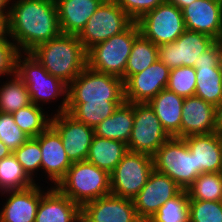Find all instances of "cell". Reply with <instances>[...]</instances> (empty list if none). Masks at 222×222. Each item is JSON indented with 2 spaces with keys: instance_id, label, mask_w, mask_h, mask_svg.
Returning a JSON list of instances; mask_svg holds the SVG:
<instances>
[{
  "instance_id": "cell-45",
  "label": "cell",
  "mask_w": 222,
  "mask_h": 222,
  "mask_svg": "<svg viewBox=\"0 0 222 222\" xmlns=\"http://www.w3.org/2000/svg\"><path fill=\"white\" fill-rule=\"evenodd\" d=\"M7 34V22L0 15V38L4 37Z\"/></svg>"
},
{
  "instance_id": "cell-19",
  "label": "cell",
  "mask_w": 222,
  "mask_h": 222,
  "mask_svg": "<svg viewBox=\"0 0 222 222\" xmlns=\"http://www.w3.org/2000/svg\"><path fill=\"white\" fill-rule=\"evenodd\" d=\"M44 189L35 183L26 189L0 193V196H6L1 204L0 222H35L40 199L47 191Z\"/></svg>"
},
{
  "instance_id": "cell-15",
  "label": "cell",
  "mask_w": 222,
  "mask_h": 222,
  "mask_svg": "<svg viewBox=\"0 0 222 222\" xmlns=\"http://www.w3.org/2000/svg\"><path fill=\"white\" fill-rule=\"evenodd\" d=\"M182 190L170 177L154 169L145 186L133 198L138 217L143 222H148L163 204Z\"/></svg>"
},
{
  "instance_id": "cell-46",
  "label": "cell",
  "mask_w": 222,
  "mask_h": 222,
  "mask_svg": "<svg viewBox=\"0 0 222 222\" xmlns=\"http://www.w3.org/2000/svg\"><path fill=\"white\" fill-rule=\"evenodd\" d=\"M74 222H89L82 214Z\"/></svg>"
},
{
  "instance_id": "cell-18",
  "label": "cell",
  "mask_w": 222,
  "mask_h": 222,
  "mask_svg": "<svg viewBox=\"0 0 222 222\" xmlns=\"http://www.w3.org/2000/svg\"><path fill=\"white\" fill-rule=\"evenodd\" d=\"M89 222H143L137 215L133 200L109 194L81 207Z\"/></svg>"
},
{
  "instance_id": "cell-31",
  "label": "cell",
  "mask_w": 222,
  "mask_h": 222,
  "mask_svg": "<svg viewBox=\"0 0 222 222\" xmlns=\"http://www.w3.org/2000/svg\"><path fill=\"white\" fill-rule=\"evenodd\" d=\"M43 108L31 103L12 113L15 123L30 138L37 137L51 125L52 114Z\"/></svg>"
},
{
  "instance_id": "cell-28",
  "label": "cell",
  "mask_w": 222,
  "mask_h": 222,
  "mask_svg": "<svg viewBox=\"0 0 222 222\" xmlns=\"http://www.w3.org/2000/svg\"><path fill=\"white\" fill-rule=\"evenodd\" d=\"M125 101L68 103L66 111L78 121L95 128Z\"/></svg>"
},
{
  "instance_id": "cell-29",
  "label": "cell",
  "mask_w": 222,
  "mask_h": 222,
  "mask_svg": "<svg viewBox=\"0 0 222 222\" xmlns=\"http://www.w3.org/2000/svg\"><path fill=\"white\" fill-rule=\"evenodd\" d=\"M0 84V112L12 114L32 103L27 87L17 74Z\"/></svg>"
},
{
  "instance_id": "cell-11",
  "label": "cell",
  "mask_w": 222,
  "mask_h": 222,
  "mask_svg": "<svg viewBox=\"0 0 222 222\" xmlns=\"http://www.w3.org/2000/svg\"><path fill=\"white\" fill-rule=\"evenodd\" d=\"M171 137L148 103H134V122L128 151L153 156Z\"/></svg>"
},
{
  "instance_id": "cell-25",
  "label": "cell",
  "mask_w": 222,
  "mask_h": 222,
  "mask_svg": "<svg viewBox=\"0 0 222 222\" xmlns=\"http://www.w3.org/2000/svg\"><path fill=\"white\" fill-rule=\"evenodd\" d=\"M184 99V97L165 88L148 102L170 137L181 138Z\"/></svg>"
},
{
  "instance_id": "cell-24",
  "label": "cell",
  "mask_w": 222,
  "mask_h": 222,
  "mask_svg": "<svg viewBox=\"0 0 222 222\" xmlns=\"http://www.w3.org/2000/svg\"><path fill=\"white\" fill-rule=\"evenodd\" d=\"M103 0H55L62 34L79 35Z\"/></svg>"
},
{
  "instance_id": "cell-41",
  "label": "cell",
  "mask_w": 222,
  "mask_h": 222,
  "mask_svg": "<svg viewBox=\"0 0 222 222\" xmlns=\"http://www.w3.org/2000/svg\"><path fill=\"white\" fill-rule=\"evenodd\" d=\"M215 133L222 135V102L215 106Z\"/></svg>"
},
{
  "instance_id": "cell-20",
  "label": "cell",
  "mask_w": 222,
  "mask_h": 222,
  "mask_svg": "<svg viewBox=\"0 0 222 222\" xmlns=\"http://www.w3.org/2000/svg\"><path fill=\"white\" fill-rule=\"evenodd\" d=\"M186 30L207 34L220 41L222 0H195L182 9Z\"/></svg>"
},
{
  "instance_id": "cell-1",
  "label": "cell",
  "mask_w": 222,
  "mask_h": 222,
  "mask_svg": "<svg viewBox=\"0 0 222 222\" xmlns=\"http://www.w3.org/2000/svg\"><path fill=\"white\" fill-rule=\"evenodd\" d=\"M6 22L19 52H30L61 34L55 0H11Z\"/></svg>"
},
{
  "instance_id": "cell-43",
  "label": "cell",
  "mask_w": 222,
  "mask_h": 222,
  "mask_svg": "<svg viewBox=\"0 0 222 222\" xmlns=\"http://www.w3.org/2000/svg\"><path fill=\"white\" fill-rule=\"evenodd\" d=\"M167 1L171 4H174L180 10H182L184 7L190 5L195 0H167Z\"/></svg>"
},
{
  "instance_id": "cell-32",
  "label": "cell",
  "mask_w": 222,
  "mask_h": 222,
  "mask_svg": "<svg viewBox=\"0 0 222 222\" xmlns=\"http://www.w3.org/2000/svg\"><path fill=\"white\" fill-rule=\"evenodd\" d=\"M34 184L13 153L0 160V193L26 189Z\"/></svg>"
},
{
  "instance_id": "cell-40",
  "label": "cell",
  "mask_w": 222,
  "mask_h": 222,
  "mask_svg": "<svg viewBox=\"0 0 222 222\" xmlns=\"http://www.w3.org/2000/svg\"><path fill=\"white\" fill-rule=\"evenodd\" d=\"M124 12L137 22L142 16L153 10L165 0H115Z\"/></svg>"
},
{
  "instance_id": "cell-47",
  "label": "cell",
  "mask_w": 222,
  "mask_h": 222,
  "mask_svg": "<svg viewBox=\"0 0 222 222\" xmlns=\"http://www.w3.org/2000/svg\"><path fill=\"white\" fill-rule=\"evenodd\" d=\"M219 69H220V74H221V78H222V55H221L220 62H219Z\"/></svg>"
},
{
  "instance_id": "cell-13",
  "label": "cell",
  "mask_w": 222,
  "mask_h": 222,
  "mask_svg": "<svg viewBox=\"0 0 222 222\" xmlns=\"http://www.w3.org/2000/svg\"><path fill=\"white\" fill-rule=\"evenodd\" d=\"M222 55V42L216 41L209 49L201 53L195 62L196 89L194 96L217 106L222 102V78L219 62Z\"/></svg>"
},
{
  "instance_id": "cell-21",
  "label": "cell",
  "mask_w": 222,
  "mask_h": 222,
  "mask_svg": "<svg viewBox=\"0 0 222 222\" xmlns=\"http://www.w3.org/2000/svg\"><path fill=\"white\" fill-rule=\"evenodd\" d=\"M194 155L196 173H215L222 169L221 137L217 133L194 134L183 138Z\"/></svg>"
},
{
  "instance_id": "cell-4",
  "label": "cell",
  "mask_w": 222,
  "mask_h": 222,
  "mask_svg": "<svg viewBox=\"0 0 222 222\" xmlns=\"http://www.w3.org/2000/svg\"><path fill=\"white\" fill-rule=\"evenodd\" d=\"M110 174L92 163L74 162L56 186L64 195L82 207L88 202L111 194Z\"/></svg>"
},
{
  "instance_id": "cell-7",
  "label": "cell",
  "mask_w": 222,
  "mask_h": 222,
  "mask_svg": "<svg viewBox=\"0 0 222 222\" xmlns=\"http://www.w3.org/2000/svg\"><path fill=\"white\" fill-rule=\"evenodd\" d=\"M154 169L176 182L183 190L199 176L196 161L183 138L171 137L153 155Z\"/></svg>"
},
{
  "instance_id": "cell-44",
  "label": "cell",
  "mask_w": 222,
  "mask_h": 222,
  "mask_svg": "<svg viewBox=\"0 0 222 222\" xmlns=\"http://www.w3.org/2000/svg\"><path fill=\"white\" fill-rule=\"evenodd\" d=\"M12 154L11 150L0 140V160Z\"/></svg>"
},
{
  "instance_id": "cell-42",
  "label": "cell",
  "mask_w": 222,
  "mask_h": 222,
  "mask_svg": "<svg viewBox=\"0 0 222 222\" xmlns=\"http://www.w3.org/2000/svg\"><path fill=\"white\" fill-rule=\"evenodd\" d=\"M11 0H0V15L7 21Z\"/></svg>"
},
{
  "instance_id": "cell-23",
  "label": "cell",
  "mask_w": 222,
  "mask_h": 222,
  "mask_svg": "<svg viewBox=\"0 0 222 222\" xmlns=\"http://www.w3.org/2000/svg\"><path fill=\"white\" fill-rule=\"evenodd\" d=\"M49 186L40 199L35 222H74L81 214V207L57 187Z\"/></svg>"
},
{
  "instance_id": "cell-48",
  "label": "cell",
  "mask_w": 222,
  "mask_h": 222,
  "mask_svg": "<svg viewBox=\"0 0 222 222\" xmlns=\"http://www.w3.org/2000/svg\"><path fill=\"white\" fill-rule=\"evenodd\" d=\"M220 41L222 42V23H221Z\"/></svg>"
},
{
  "instance_id": "cell-38",
  "label": "cell",
  "mask_w": 222,
  "mask_h": 222,
  "mask_svg": "<svg viewBox=\"0 0 222 222\" xmlns=\"http://www.w3.org/2000/svg\"><path fill=\"white\" fill-rule=\"evenodd\" d=\"M30 137L15 123L12 114L0 112V140L13 153Z\"/></svg>"
},
{
  "instance_id": "cell-35",
  "label": "cell",
  "mask_w": 222,
  "mask_h": 222,
  "mask_svg": "<svg viewBox=\"0 0 222 222\" xmlns=\"http://www.w3.org/2000/svg\"><path fill=\"white\" fill-rule=\"evenodd\" d=\"M13 155L21 164L26 174L35 181V183L39 184V182H36L38 180L34 179L37 175H40L38 172L41 170L42 151L39 142L35 138H29L13 152Z\"/></svg>"
},
{
  "instance_id": "cell-17",
  "label": "cell",
  "mask_w": 222,
  "mask_h": 222,
  "mask_svg": "<svg viewBox=\"0 0 222 222\" xmlns=\"http://www.w3.org/2000/svg\"><path fill=\"white\" fill-rule=\"evenodd\" d=\"M35 139L42 151L41 171L54 187L66 176L72 162L69 160L58 132L50 125Z\"/></svg>"
},
{
  "instance_id": "cell-9",
  "label": "cell",
  "mask_w": 222,
  "mask_h": 222,
  "mask_svg": "<svg viewBox=\"0 0 222 222\" xmlns=\"http://www.w3.org/2000/svg\"><path fill=\"white\" fill-rule=\"evenodd\" d=\"M133 22L115 0H103L89 18L78 38L88 51L95 44L123 32Z\"/></svg>"
},
{
  "instance_id": "cell-10",
  "label": "cell",
  "mask_w": 222,
  "mask_h": 222,
  "mask_svg": "<svg viewBox=\"0 0 222 222\" xmlns=\"http://www.w3.org/2000/svg\"><path fill=\"white\" fill-rule=\"evenodd\" d=\"M140 34L158 47L176 41L186 30L182 10L165 0L137 21Z\"/></svg>"
},
{
  "instance_id": "cell-14",
  "label": "cell",
  "mask_w": 222,
  "mask_h": 222,
  "mask_svg": "<svg viewBox=\"0 0 222 222\" xmlns=\"http://www.w3.org/2000/svg\"><path fill=\"white\" fill-rule=\"evenodd\" d=\"M51 126L60 135L65 152L72 163L87 160L95 136L94 128L78 121L67 111L52 114Z\"/></svg>"
},
{
  "instance_id": "cell-30",
  "label": "cell",
  "mask_w": 222,
  "mask_h": 222,
  "mask_svg": "<svg viewBox=\"0 0 222 222\" xmlns=\"http://www.w3.org/2000/svg\"><path fill=\"white\" fill-rule=\"evenodd\" d=\"M158 60V46L141 34L134 40L125 68V81Z\"/></svg>"
},
{
  "instance_id": "cell-2",
  "label": "cell",
  "mask_w": 222,
  "mask_h": 222,
  "mask_svg": "<svg viewBox=\"0 0 222 222\" xmlns=\"http://www.w3.org/2000/svg\"><path fill=\"white\" fill-rule=\"evenodd\" d=\"M30 53L50 75L69 85L87 66V50L77 35L60 34L36 46Z\"/></svg>"
},
{
  "instance_id": "cell-22",
  "label": "cell",
  "mask_w": 222,
  "mask_h": 222,
  "mask_svg": "<svg viewBox=\"0 0 222 222\" xmlns=\"http://www.w3.org/2000/svg\"><path fill=\"white\" fill-rule=\"evenodd\" d=\"M215 132V106L202 98L191 96L183 101L181 138Z\"/></svg>"
},
{
  "instance_id": "cell-3",
  "label": "cell",
  "mask_w": 222,
  "mask_h": 222,
  "mask_svg": "<svg viewBox=\"0 0 222 222\" xmlns=\"http://www.w3.org/2000/svg\"><path fill=\"white\" fill-rule=\"evenodd\" d=\"M16 74L28 89L31 102L43 107L62 98L58 109L52 114L63 113L68 105V85L50 75L42 64L30 53L20 52L16 59Z\"/></svg>"
},
{
  "instance_id": "cell-27",
  "label": "cell",
  "mask_w": 222,
  "mask_h": 222,
  "mask_svg": "<svg viewBox=\"0 0 222 222\" xmlns=\"http://www.w3.org/2000/svg\"><path fill=\"white\" fill-rule=\"evenodd\" d=\"M127 152V144L95 135L89 148L87 161L111 174Z\"/></svg>"
},
{
  "instance_id": "cell-12",
  "label": "cell",
  "mask_w": 222,
  "mask_h": 222,
  "mask_svg": "<svg viewBox=\"0 0 222 222\" xmlns=\"http://www.w3.org/2000/svg\"><path fill=\"white\" fill-rule=\"evenodd\" d=\"M216 41L207 34L185 30L176 41L158 47V59L169 69L181 66L194 67L201 53Z\"/></svg>"
},
{
  "instance_id": "cell-6",
  "label": "cell",
  "mask_w": 222,
  "mask_h": 222,
  "mask_svg": "<svg viewBox=\"0 0 222 222\" xmlns=\"http://www.w3.org/2000/svg\"><path fill=\"white\" fill-rule=\"evenodd\" d=\"M125 101L124 81L86 66L68 85V103Z\"/></svg>"
},
{
  "instance_id": "cell-5",
  "label": "cell",
  "mask_w": 222,
  "mask_h": 222,
  "mask_svg": "<svg viewBox=\"0 0 222 222\" xmlns=\"http://www.w3.org/2000/svg\"><path fill=\"white\" fill-rule=\"evenodd\" d=\"M140 35L137 22L87 51V66L121 78L125 82V68L134 40Z\"/></svg>"
},
{
  "instance_id": "cell-37",
  "label": "cell",
  "mask_w": 222,
  "mask_h": 222,
  "mask_svg": "<svg viewBox=\"0 0 222 222\" xmlns=\"http://www.w3.org/2000/svg\"><path fill=\"white\" fill-rule=\"evenodd\" d=\"M189 222H222V201L189 200Z\"/></svg>"
},
{
  "instance_id": "cell-39",
  "label": "cell",
  "mask_w": 222,
  "mask_h": 222,
  "mask_svg": "<svg viewBox=\"0 0 222 222\" xmlns=\"http://www.w3.org/2000/svg\"><path fill=\"white\" fill-rule=\"evenodd\" d=\"M19 50L14 42L6 34L0 38V78L10 77L16 74V59Z\"/></svg>"
},
{
  "instance_id": "cell-26",
  "label": "cell",
  "mask_w": 222,
  "mask_h": 222,
  "mask_svg": "<svg viewBox=\"0 0 222 222\" xmlns=\"http://www.w3.org/2000/svg\"><path fill=\"white\" fill-rule=\"evenodd\" d=\"M134 122V103L124 102L108 118L94 128V134L106 139L118 140L125 144L131 136Z\"/></svg>"
},
{
  "instance_id": "cell-49",
  "label": "cell",
  "mask_w": 222,
  "mask_h": 222,
  "mask_svg": "<svg viewBox=\"0 0 222 222\" xmlns=\"http://www.w3.org/2000/svg\"><path fill=\"white\" fill-rule=\"evenodd\" d=\"M220 137H221V145H222V135H220ZM221 173H222V169H221Z\"/></svg>"
},
{
  "instance_id": "cell-16",
  "label": "cell",
  "mask_w": 222,
  "mask_h": 222,
  "mask_svg": "<svg viewBox=\"0 0 222 222\" xmlns=\"http://www.w3.org/2000/svg\"><path fill=\"white\" fill-rule=\"evenodd\" d=\"M170 70L159 59L124 82L125 102L148 103L168 84Z\"/></svg>"
},
{
  "instance_id": "cell-36",
  "label": "cell",
  "mask_w": 222,
  "mask_h": 222,
  "mask_svg": "<svg viewBox=\"0 0 222 222\" xmlns=\"http://www.w3.org/2000/svg\"><path fill=\"white\" fill-rule=\"evenodd\" d=\"M166 88L184 98L194 96L196 69L186 66L171 69Z\"/></svg>"
},
{
  "instance_id": "cell-34",
  "label": "cell",
  "mask_w": 222,
  "mask_h": 222,
  "mask_svg": "<svg viewBox=\"0 0 222 222\" xmlns=\"http://www.w3.org/2000/svg\"><path fill=\"white\" fill-rule=\"evenodd\" d=\"M148 222H189V197L186 190L163 204Z\"/></svg>"
},
{
  "instance_id": "cell-8",
  "label": "cell",
  "mask_w": 222,
  "mask_h": 222,
  "mask_svg": "<svg viewBox=\"0 0 222 222\" xmlns=\"http://www.w3.org/2000/svg\"><path fill=\"white\" fill-rule=\"evenodd\" d=\"M153 170V156L128 151L110 174L111 194L133 200Z\"/></svg>"
},
{
  "instance_id": "cell-33",
  "label": "cell",
  "mask_w": 222,
  "mask_h": 222,
  "mask_svg": "<svg viewBox=\"0 0 222 222\" xmlns=\"http://www.w3.org/2000/svg\"><path fill=\"white\" fill-rule=\"evenodd\" d=\"M186 191L189 200L222 201V173H202Z\"/></svg>"
}]
</instances>
